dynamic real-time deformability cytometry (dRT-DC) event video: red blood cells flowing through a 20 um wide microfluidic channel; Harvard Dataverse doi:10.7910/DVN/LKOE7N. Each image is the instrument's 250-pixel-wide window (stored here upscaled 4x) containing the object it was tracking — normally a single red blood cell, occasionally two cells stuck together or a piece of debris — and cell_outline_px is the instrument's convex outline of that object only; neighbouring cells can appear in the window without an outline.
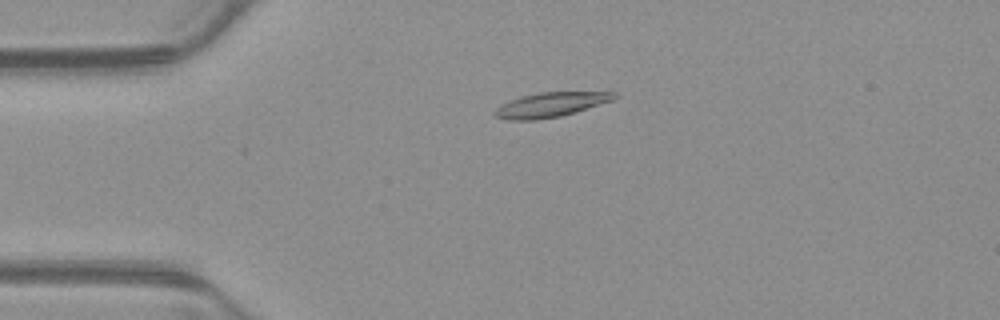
{"species": "common noctule bat (a hibernating species)", "species_latin": "Nyctalus noctula", "temperature_condition": "warm", "stored_images_in_passage": 54, "camera_frame_rate_fps": 3000, "um_per_image_px": 0.085, "animal": {"sex": "male", "body_mass_g": 23.1, "forearm_length_mm": 52.7}, "frame": {"image": 1, "passage_image": 13, "time_ms": 4.0, "image_size_px": [1000, 320], "cell_outline_px": [[620, 96], [612, 100], [560, 116], [536, 120], [508, 120], [496, 116], [492, 112], [496, 108], [512, 100], [524, 96], [540, 92], [616, 92]], "centroid_in_image_um": [46.81, 8.9], "position_along_channel_um": 38.2, "area_um2": 16.7}}
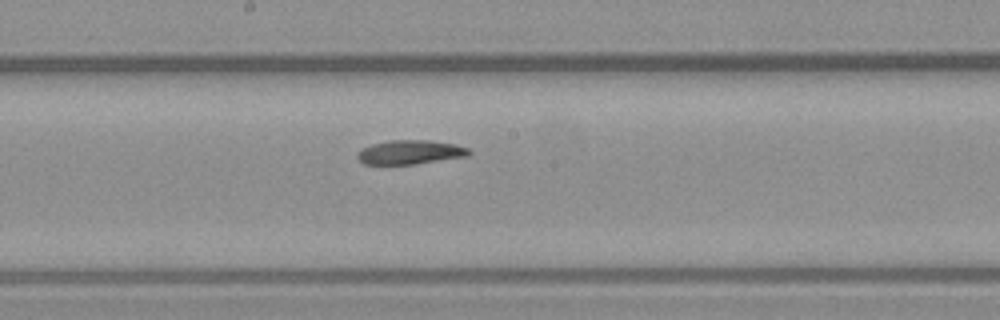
{"frame": {"image": 2, "passage_image": 29, "time_ms": 9.333, "image_size_px": [1000, 320], "cell_outline_px": [[472, 152], [468, 156], [412, 164], [364, 164], [356, 156], [364, 148], [372, 144], [388, 140], [428, 140], [456, 144], [468, 148]], "centroid_in_image_um": [34.9, 12.93], "position_along_channel_um": 213.3, "area_um2": 15.49}}
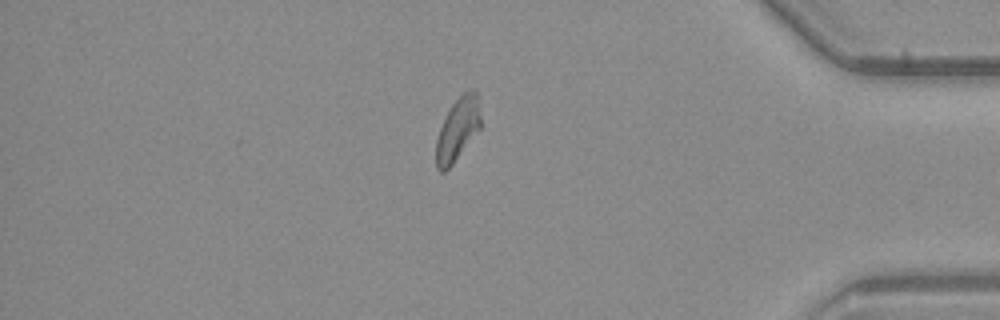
{"frame": {"image": 3, "passage_image": 46, "time_ms": 15.0, "image_size_px": [1000, 320], "cell_outline_px": [[480, 128], [452, 164], [444, 172], [440, 172], [436, 168], [436, 140], [440, 128], [452, 104], [468, 88], [476, 88], [480, 116]], "centroid_in_image_um": [38.9, 10.97], "position_along_channel_um": 396.3, "area_um2": 16.07}, "authors_computed_cell_mechanics": {"area_um2": 16.6464, "velocity_mm_per_s": 3.8622, "shape_relaxation_time_tau1_ms": 6.5503, "shape_relaxation_time_tau2_ms": 6.3308, "deformation_change_tau1": 0.2028, "deformation_change_tau2": 0.1302}}